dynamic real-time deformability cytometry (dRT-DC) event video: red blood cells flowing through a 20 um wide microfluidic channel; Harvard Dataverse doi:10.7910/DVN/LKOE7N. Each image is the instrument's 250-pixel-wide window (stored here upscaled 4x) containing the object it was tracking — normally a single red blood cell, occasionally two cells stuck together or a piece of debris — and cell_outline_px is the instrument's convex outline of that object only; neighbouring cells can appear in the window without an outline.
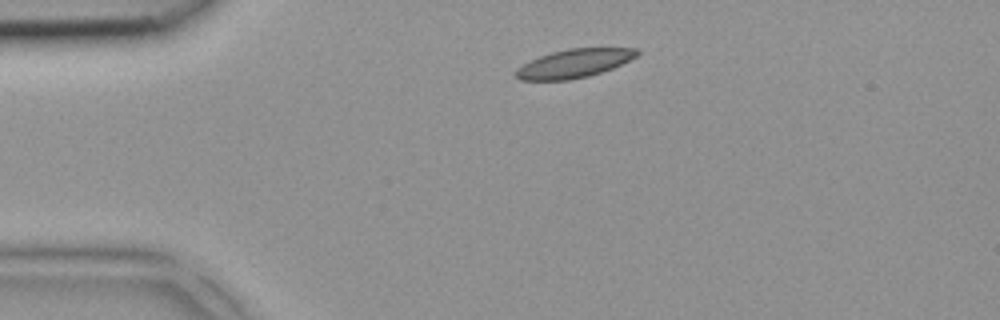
{"species": "common noctule bat (a hibernating species)", "species_latin": "Nyctalus noctula", "temperature_condition": "room temperature", "stored_images_in_passage": 1, "camera_frame_rate_fps": 3000, "um_per_image_px": 0.085, "animal": {"sex": "female", "body_mass_g": 18.4}, "frame": {"image": 1, "passage_image": 1, "time_ms": 0.0, "image_size_px": [1000, 320], "cell_outline_px": [[640, 52], [636, 56], [612, 68], [588, 76], [568, 80], [520, 80], [512, 72], [516, 68], [540, 56], [552, 52], [568, 48], [636, 48]], "centroid_in_image_um": [48.76, 5.39], "position_along_channel_um": 36.2, "area_um2": 19.94}}